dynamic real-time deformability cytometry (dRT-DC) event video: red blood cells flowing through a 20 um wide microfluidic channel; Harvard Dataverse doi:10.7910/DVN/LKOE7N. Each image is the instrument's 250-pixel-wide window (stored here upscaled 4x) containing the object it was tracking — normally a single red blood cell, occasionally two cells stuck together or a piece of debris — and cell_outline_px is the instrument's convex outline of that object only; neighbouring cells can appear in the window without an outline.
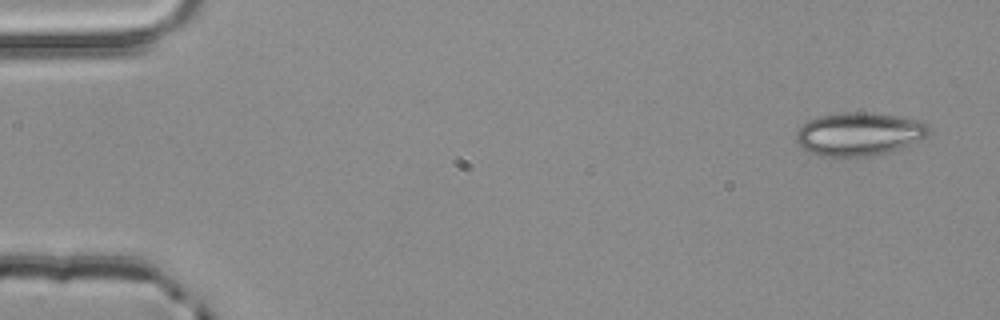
{"species": "common noctule bat (a hibernating species)", "species_latin": "Nyctalus noctula", "temperature_condition": "room temperature", "stored_images_in_passage": 4, "camera_frame_rate_fps": 3000, "um_per_image_px": 0.085, "animal": {"sex": "male", "body_mass_g": 20.4}, "frame": {"image": 1, "passage_image": 1, "time_ms": 0.0, "image_size_px": [1000, 320], "cell_outline_px": [[928, 136], [920, 140], [900, 148], [888, 152], [840, 160], [820, 156], [804, 148], [796, 140], [796, 132], [808, 120], [816, 116], [844, 112], [868, 112], [896, 116], [916, 120], [924, 124], [928, 128]], "centroid_in_image_um": [72.96, 11.42], "position_along_channel_um": 12.0, "area_um2": 33.58}}